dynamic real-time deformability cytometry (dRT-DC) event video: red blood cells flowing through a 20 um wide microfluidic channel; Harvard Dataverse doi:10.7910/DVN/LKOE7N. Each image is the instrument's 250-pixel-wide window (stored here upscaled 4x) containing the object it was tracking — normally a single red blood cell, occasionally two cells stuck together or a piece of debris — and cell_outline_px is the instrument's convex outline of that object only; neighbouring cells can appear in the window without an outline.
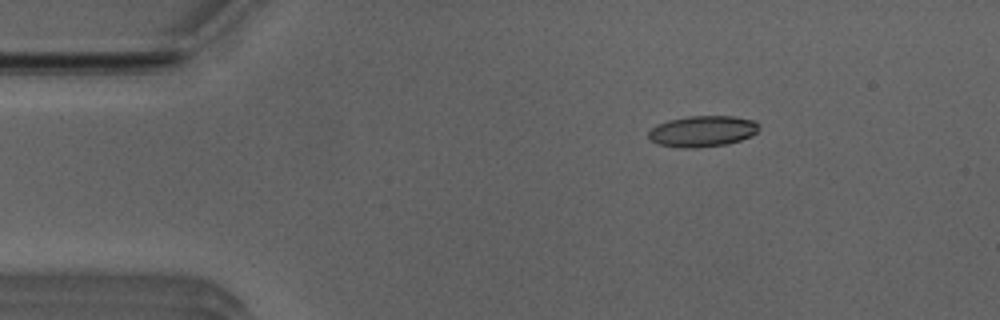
{"species": "Egyptian fruit bat (a non-hibernating species)", "species_latin": "Rousettus aegyptiacus", "temperature_condition": "room temperature", "stored_images_in_passage": 44, "camera_frame_rate_fps": 3000, "um_per_image_px": 0.085, "animal": {"sex": "male"}, "frame": {"image": 1, "passage_image": 1, "time_ms": 0.0, "image_size_px": [1000, 320], "cell_outline_px": [[760, 128], [752, 136], [740, 140], [724, 144], [692, 148], [680, 148], [660, 144], [652, 140], [648, 136], [648, 132], [656, 124], [668, 120], [688, 116], [732, 116], [752, 120], [760, 124]], "centroid_in_image_um": [59.71, 11.14], "position_along_channel_um": 25.3, "area_um2": 19.88}}
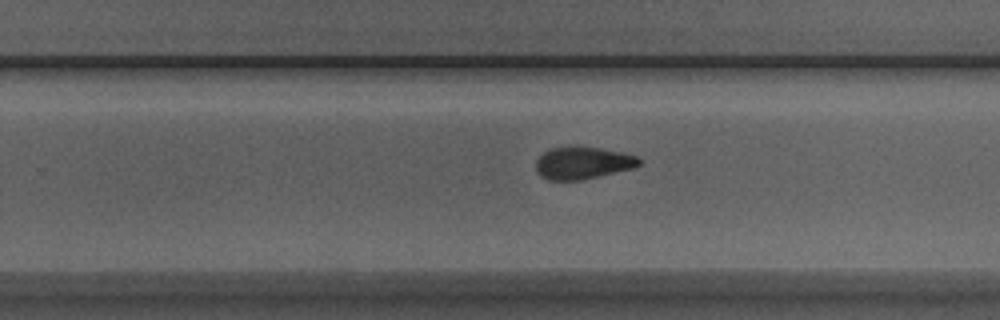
{"frame": {"image": 2, "passage_image": 25, "time_ms": 8.0, "image_size_px": [1000, 320], "cell_outline_px": [[640, 164], [632, 168], [580, 180], [548, 180], [540, 176], [536, 172], [536, 160], [548, 148], [568, 144], [600, 148], [620, 152], [636, 156], [640, 160]], "centroid_in_image_um": [49.45, 13.82], "position_along_channel_um": 280.3, "area_um2": 19.65}}
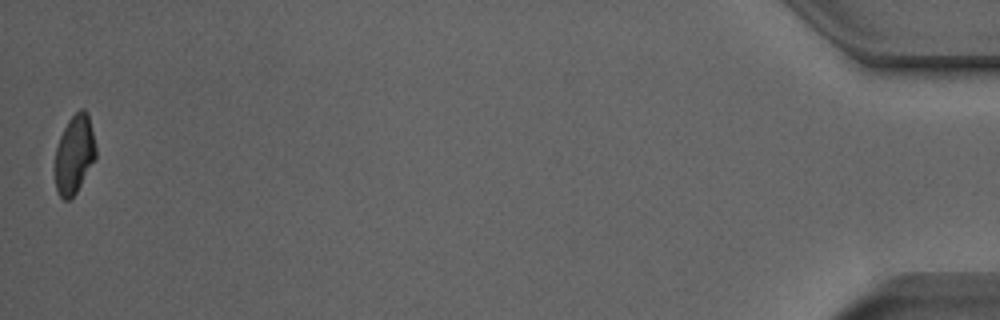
{"frame": {"image": 3, "passage_image": 44, "time_ms": 14.333, "image_size_px": [1000, 320], "cell_outline_px": [[96, 156], [76, 192], [68, 200], [64, 200], [56, 192], [56, 148], [60, 136], [68, 120], [80, 108], [84, 108], [88, 112], [96, 148]], "centroid_in_image_um": [6.32, 13.09], "position_along_channel_um": 428.9, "area_um2": 18.38}, "authors_computed_cell_mechanics": {"area_um2": 19.9121, "velocity_mm_per_s": 3.9673, "shape_relaxation_time_tau1_ms": 4.0793, "shape_relaxation_time_tau2_ms": 3.3552, "deformation_change_tau1": 0.1641, "deformation_change_tau2": 0.1066}}